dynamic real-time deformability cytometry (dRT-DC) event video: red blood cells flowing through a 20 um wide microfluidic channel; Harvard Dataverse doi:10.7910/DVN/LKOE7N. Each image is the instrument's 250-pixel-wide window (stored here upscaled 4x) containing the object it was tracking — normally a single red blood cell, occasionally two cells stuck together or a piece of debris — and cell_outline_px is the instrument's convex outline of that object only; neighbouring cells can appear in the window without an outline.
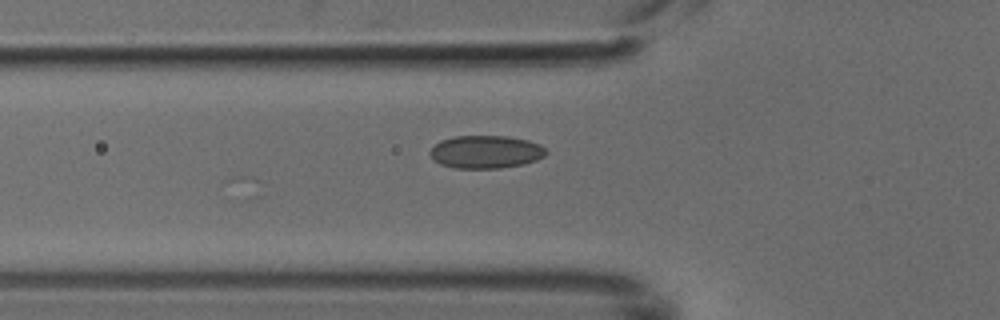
{"species": "common noctule bat (a hibernating species)", "species_latin": "Nyctalus noctula", "temperature_condition": "cold", "stored_images_in_passage": 6, "camera_frame_rate_fps": 3000, "um_per_image_px": 0.085, "animal": {"sex": "male", "body_mass_g": 18.8}, "frame": {"image": 1, "passage_image": 6, "time_ms": 1.667, "image_size_px": [1000, 320], "cell_outline_px": [[548, 152], [544, 156], [536, 160], [524, 164], [500, 168], [452, 168], [440, 164], [432, 160], [428, 152], [440, 140], [456, 136], [508, 136], [528, 140], [540, 144]], "centroid_in_image_um": [41.27, 12.91], "position_along_channel_um": 84.5, "area_um2": 22.43}}